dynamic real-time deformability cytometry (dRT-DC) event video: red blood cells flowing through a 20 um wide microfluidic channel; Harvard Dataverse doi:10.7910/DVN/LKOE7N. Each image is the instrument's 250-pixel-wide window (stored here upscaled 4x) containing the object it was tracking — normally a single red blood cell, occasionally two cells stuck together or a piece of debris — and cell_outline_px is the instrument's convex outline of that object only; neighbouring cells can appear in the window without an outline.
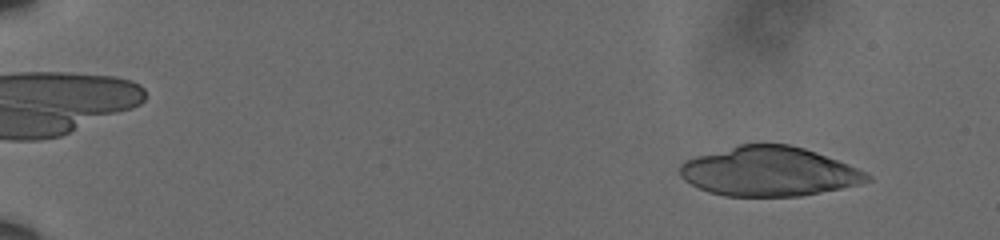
{"species": "human", "species_latin": "Homo sapiens", "temperature_condition": "cold", "stored_images_in_passage": 20, "camera_frame_rate_fps": 3000, "um_per_image_px": 0.085, "donor": {"sex": "male"}, "frame": {"image": 1, "passage_image": 5, "time_ms": 1.333, "image_size_px": [1000, 240], "cell_outline_px": [[872, 180], [840, 188], [800, 196], [724, 196], [708, 192], [684, 180], [680, 176], [680, 164], [696, 156], [740, 144], [788, 144], [804, 148], [816, 152], [848, 164], [872, 176]], "centroid_in_image_um": [65.35, 14.57], "position_along_channel_um": 19.7, "area_um2": 53.47}}